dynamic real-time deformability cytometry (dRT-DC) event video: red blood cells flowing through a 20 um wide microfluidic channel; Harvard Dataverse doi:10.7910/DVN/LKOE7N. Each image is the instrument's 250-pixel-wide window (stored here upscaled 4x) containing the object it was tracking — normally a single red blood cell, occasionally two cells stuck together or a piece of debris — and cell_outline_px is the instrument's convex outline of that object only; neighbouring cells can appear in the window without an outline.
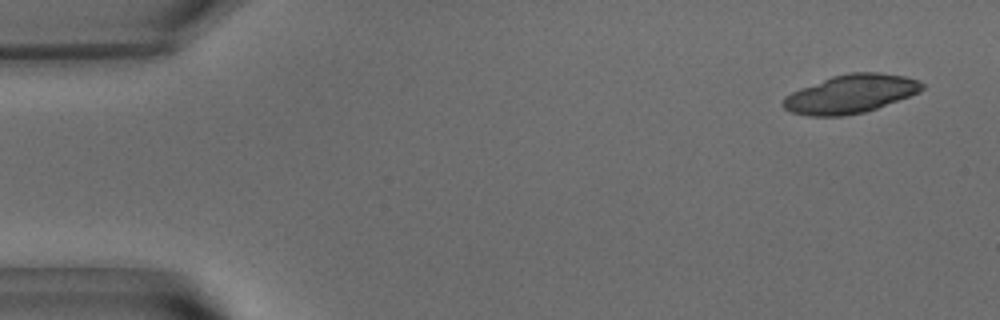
{"species": "common noctule bat (a hibernating species)", "species_latin": "Nyctalus noctula", "temperature_condition": "warm", "stored_images_in_passage": 17, "camera_frame_rate_fps": 3000, "um_per_image_px": 0.085, "animal": {"sex": "male", "body_mass_g": 15.6}, "frame": {"image": 1, "passage_image": 1, "time_ms": 0.0, "image_size_px": [1000, 320], "cell_outline_px": [[924, 88], [908, 96], [876, 108], [864, 112], [844, 116], [808, 116], [792, 112], [784, 108], [780, 104], [784, 96], [800, 88], [832, 76], [848, 72], [880, 72], [904, 76], [916, 80], [924, 84]], "centroid_in_image_um": [72.24, 7.98], "position_along_channel_um": 12.8, "area_um2": 30.98}}